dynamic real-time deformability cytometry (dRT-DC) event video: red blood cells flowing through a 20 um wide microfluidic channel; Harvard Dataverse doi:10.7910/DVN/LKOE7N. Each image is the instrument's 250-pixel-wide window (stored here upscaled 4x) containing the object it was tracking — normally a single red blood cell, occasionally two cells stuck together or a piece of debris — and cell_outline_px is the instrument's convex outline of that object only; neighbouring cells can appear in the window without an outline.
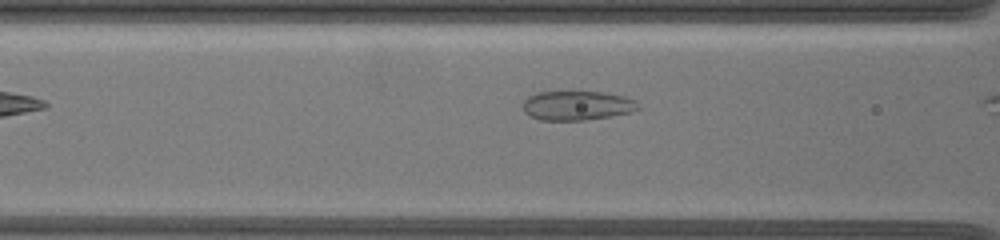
{"species": "common noctule bat (a hibernating species)", "species_latin": "Nyctalus noctula", "temperature_condition": "warm", "stored_images_in_passage": 5, "camera_frame_rate_fps": 3000, "um_per_image_px": 0.085, "animal": {"sex": "female", "body_mass_g": 19.5, "forearm_length_mm": 54.1}, "frame": {"image": 1, "passage_image": 3, "time_ms": 0.667, "image_size_px": [1000, 240], "cell_outline_px": [[640, 108], [632, 112], [588, 120], [540, 120], [528, 116], [524, 112], [520, 104], [528, 96], [536, 92], [604, 92], [624, 96], [636, 100]], "centroid_in_image_um": [49.01, 8.97], "position_along_channel_um": 117.6, "area_um2": 20.0}}